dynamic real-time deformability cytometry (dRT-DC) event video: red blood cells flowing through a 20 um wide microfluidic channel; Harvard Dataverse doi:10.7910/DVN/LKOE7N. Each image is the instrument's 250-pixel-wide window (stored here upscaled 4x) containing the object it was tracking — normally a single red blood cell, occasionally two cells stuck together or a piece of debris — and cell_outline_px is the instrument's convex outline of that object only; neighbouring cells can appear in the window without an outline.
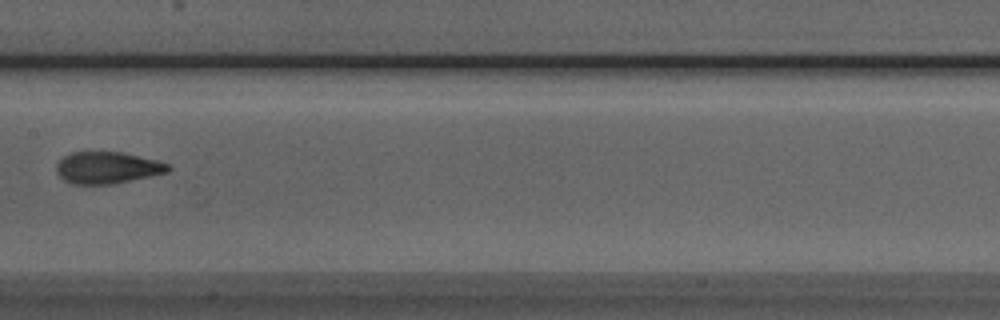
{"species": "Egyptian fruit bat (a non-hibernating species)", "species_latin": "Rousettus aegyptiacus", "temperature_condition": "room temperature", "stored_images_in_passage": 8, "camera_frame_rate_fps": 3000, "um_per_image_px": 0.085, "animal": {"sex": "male"}, "frame": {"image": 1, "passage_image": 8, "time_ms": 8.0, "image_size_px": [1000, 320], "cell_outline_px": [[172, 168], [168, 172], [112, 184], [72, 184], [64, 180], [56, 172], [56, 164], [64, 156], [72, 152], [120, 152], [156, 160], [168, 164]], "centroid_in_image_um": [9.1, 14.26], "position_along_channel_um": 198.3, "area_um2": 20.52}}